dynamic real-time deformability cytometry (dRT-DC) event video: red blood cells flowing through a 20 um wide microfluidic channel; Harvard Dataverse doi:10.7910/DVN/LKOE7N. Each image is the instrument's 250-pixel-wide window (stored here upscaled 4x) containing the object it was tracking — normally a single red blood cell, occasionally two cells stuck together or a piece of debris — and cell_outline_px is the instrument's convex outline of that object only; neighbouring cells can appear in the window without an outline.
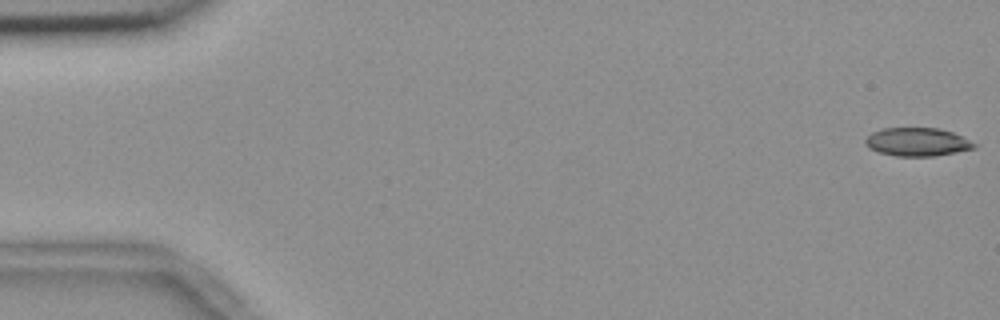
{"species": "common noctule bat (a hibernating species)", "species_latin": "Nyctalus noctula", "temperature_condition": "room temperature", "stored_images_in_passage": 10, "camera_frame_rate_fps": 3000, "um_per_image_px": 0.085, "animal": {"sex": "female", "body_mass_g": 18.4}, "frame": {"image": 1, "passage_image": 1, "time_ms": 0.0, "image_size_px": [1000, 320], "cell_outline_px": [[976, 148], [936, 156], [896, 156], [880, 152], [868, 148], [864, 144], [864, 140], [872, 132], [884, 128], [940, 128], [952, 132], [976, 144]], "centroid_in_image_um": [77.94, 12.07], "position_along_channel_um": 7.1, "area_um2": 17.92}}
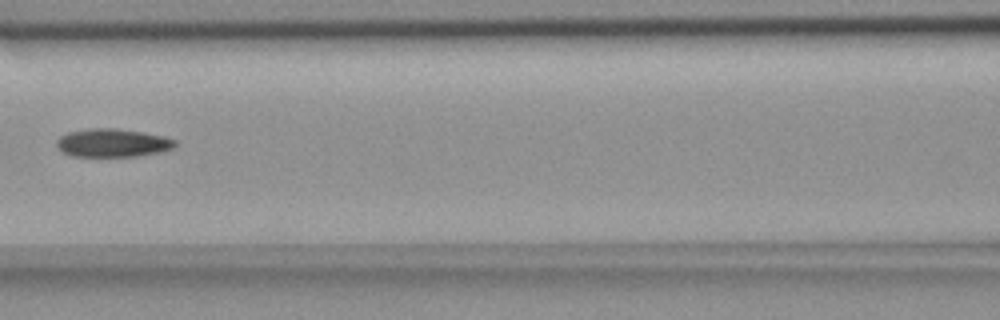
{"frame": {"image": 2, "passage_image": 7, "time_ms": 2.0, "image_size_px": [1000, 320], "cell_outline_px": [[176, 144], [172, 148], [160, 152], [136, 156], [72, 156], [64, 152], [56, 144], [56, 140], [60, 136], [68, 132], [88, 128], [116, 128], [164, 136], [176, 140]], "centroid_in_image_um": [9.56, 12.14], "position_along_channel_um": 157.0, "area_um2": 19.36}}
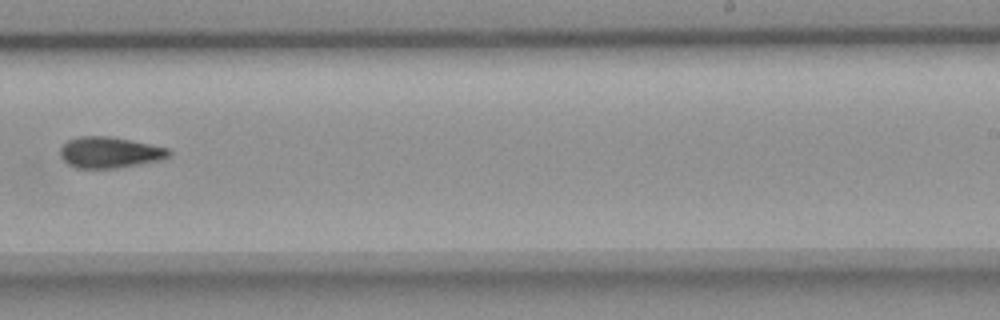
{"frame": {"image": 3, "passage_image": 10, "time_ms": 3.0, "image_size_px": [1000, 320], "cell_outline_px": [[172, 156], [160, 160], [140, 164], [116, 168], [76, 168], [68, 164], [60, 156], [60, 148], [68, 140], [80, 136], [108, 136], [168, 148], [172, 152]], "centroid_in_image_um": [9.33, 12.96], "position_along_channel_um": 279.7, "area_um2": 19.59}}